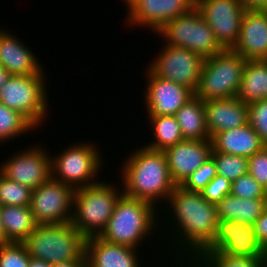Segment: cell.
Returning <instances> with one entry per match:
<instances>
[{
    "label": "cell",
    "mask_w": 267,
    "mask_h": 267,
    "mask_svg": "<svg viewBox=\"0 0 267 267\" xmlns=\"http://www.w3.org/2000/svg\"><path fill=\"white\" fill-rule=\"evenodd\" d=\"M248 123L267 146V99L248 104Z\"/></svg>",
    "instance_id": "cell-35"
},
{
    "label": "cell",
    "mask_w": 267,
    "mask_h": 267,
    "mask_svg": "<svg viewBox=\"0 0 267 267\" xmlns=\"http://www.w3.org/2000/svg\"><path fill=\"white\" fill-rule=\"evenodd\" d=\"M11 76L12 75L0 65V89L5 85Z\"/></svg>",
    "instance_id": "cell-42"
},
{
    "label": "cell",
    "mask_w": 267,
    "mask_h": 267,
    "mask_svg": "<svg viewBox=\"0 0 267 267\" xmlns=\"http://www.w3.org/2000/svg\"><path fill=\"white\" fill-rule=\"evenodd\" d=\"M32 189L11 179L0 172V206H30Z\"/></svg>",
    "instance_id": "cell-29"
},
{
    "label": "cell",
    "mask_w": 267,
    "mask_h": 267,
    "mask_svg": "<svg viewBox=\"0 0 267 267\" xmlns=\"http://www.w3.org/2000/svg\"><path fill=\"white\" fill-rule=\"evenodd\" d=\"M158 209L146 201L122 195L100 237L112 243L140 250L143 245L141 243L145 239L147 241V236L150 240V236H155L152 231L158 230L157 224L160 223L156 221L160 217V214H157Z\"/></svg>",
    "instance_id": "cell-3"
},
{
    "label": "cell",
    "mask_w": 267,
    "mask_h": 267,
    "mask_svg": "<svg viewBox=\"0 0 267 267\" xmlns=\"http://www.w3.org/2000/svg\"><path fill=\"white\" fill-rule=\"evenodd\" d=\"M231 185V181L217 174L200 193L208 202L217 204L222 198L231 193Z\"/></svg>",
    "instance_id": "cell-36"
},
{
    "label": "cell",
    "mask_w": 267,
    "mask_h": 267,
    "mask_svg": "<svg viewBox=\"0 0 267 267\" xmlns=\"http://www.w3.org/2000/svg\"><path fill=\"white\" fill-rule=\"evenodd\" d=\"M149 124L153 128V141L143 145L156 151H165L167 148L184 141L180 126L174 115H148Z\"/></svg>",
    "instance_id": "cell-27"
},
{
    "label": "cell",
    "mask_w": 267,
    "mask_h": 267,
    "mask_svg": "<svg viewBox=\"0 0 267 267\" xmlns=\"http://www.w3.org/2000/svg\"><path fill=\"white\" fill-rule=\"evenodd\" d=\"M267 207V199H243L231 194L216 204L218 220H232L253 225Z\"/></svg>",
    "instance_id": "cell-23"
},
{
    "label": "cell",
    "mask_w": 267,
    "mask_h": 267,
    "mask_svg": "<svg viewBox=\"0 0 267 267\" xmlns=\"http://www.w3.org/2000/svg\"><path fill=\"white\" fill-rule=\"evenodd\" d=\"M204 58L185 48L167 45L147 66L156 76L191 89L194 93L200 81Z\"/></svg>",
    "instance_id": "cell-10"
},
{
    "label": "cell",
    "mask_w": 267,
    "mask_h": 267,
    "mask_svg": "<svg viewBox=\"0 0 267 267\" xmlns=\"http://www.w3.org/2000/svg\"><path fill=\"white\" fill-rule=\"evenodd\" d=\"M70 144L58 155H51V178L75 190L101 181L99 171L104 162L100 148L93 142ZM96 145V146H95ZM99 148V149H98ZM96 177V178H95Z\"/></svg>",
    "instance_id": "cell-8"
},
{
    "label": "cell",
    "mask_w": 267,
    "mask_h": 267,
    "mask_svg": "<svg viewBox=\"0 0 267 267\" xmlns=\"http://www.w3.org/2000/svg\"><path fill=\"white\" fill-rule=\"evenodd\" d=\"M248 173L267 190V146L248 158Z\"/></svg>",
    "instance_id": "cell-37"
},
{
    "label": "cell",
    "mask_w": 267,
    "mask_h": 267,
    "mask_svg": "<svg viewBox=\"0 0 267 267\" xmlns=\"http://www.w3.org/2000/svg\"><path fill=\"white\" fill-rule=\"evenodd\" d=\"M211 152V140H184L167 148L164 153L172 181L176 185H181L211 157Z\"/></svg>",
    "instance_id": "cell-17"
},
{
    "label": "cell",
    "mask_w": 267,
    "mask_h": 267,
    "mask_svg": "<svg viewBox=\"0 0 267 267\" xmlns=\"http://www.w3.org/2000/svg\"><path fill=\"white\" fill-rule=\"evenodd\" d=\"M230 194L243 199H267V190L249 173L232 182Z\"/></svg>",
    "instance_id": "cell-33"
},
{
    "label": "cell",
    "mask_w": 267,
    "mask_h": 267,
    "mask_svg": "<svg viewBox=\"0 0 267 267\" xmlns=\"http://www.w3.org/2000/svg\"><path fill=\"white\" fill-rule=\"evenodd\" d=\"M75 189L52 178L32 190L30 209L37 224L71 222Z\"/></svg>",
    "instance_id": "cell-11"
},
{
    "label": "cell",
    "mask_w": 267,
    "mask_h": 267,
    "mask_svg": "<svg viewBox=\"0 0 267 267\" xmlns=\"http://www.w3.org/2000/svg\"><path fill=\"white\" fill-rule=\"evenodd\" d=\"M232 50L245 60L267 59V10L246 9Z\"/></svg>",
    "instance_id": "cell-18"
},
{
    "label": "cell",
    "mask_w": 267,
    "mask_h": 267,
    "mask_svg": "<svg viewBox=\"0 0 267 267\" xmlns=\"http://www.w3.org/2000/svg\"><path fill=\"white\" fill-rule=\"evenodd\" d=\"M8 243H12V242L7 238V235L3 227V223L0 219V245H5Z\"/></svg>",
    "instance_id": "cell-44"
},
{
    "label": "cell",
    "mask_w": 267,
    "mask_h": 267,
    "mask_svg": "<svg viewBox=\"0 0 267 267\" xmlns=\"http://www.w3.org/2000/svg\"><path fill=\"white\" fill-rule=\"evenodd\" d=\"M246 9L267 10V0H240Z\"/></svg>",
    "instance_id": "cell-40"
},
{
    "label": "cell",
    "mask_w": 267,
    "mask_h": 267,
    "mask_svg": "<svg viewBox=\"0 0 267 267\" xmlns=\"http://www.w3.org/2000/svg\"><path fill=\"white\" fill-rule=\"evenodd\" d=\"M8 29H0V65L11 75H39L44 67L27 44Z\"/></svg>",
    "instance_id": "cell-19"
},
{
    "label": "cell",
    "mask_w": 267,
    "mask_h": 267,
    "mask_svg": "<svg viewBox=\"0 0 267 267\" xmlns=\"http://www.w3.org/2000/svg\"><path fill=\"white\" fill-rule=\"evenodd\" d=\"M217 176L216 164L212 157L207 159L180 185L184 189L200 193L205 186Z\"/></svg>",
    "instance_id": "cell-32"
},
{
    "label": "cell",
    "mask_w": 267,
    "mask_h": 267,
    "mask_svg": "<svg viewBox=\"0 0 267 267\" xmlns=\"http://www.w3.org/2000/svg\"><path fill=\"white\" fill-rule=\"evenodd\" d=\"M197 258L207 267H267L262 257H240L222 253H201Z\"/></svg>",
    "instance_id": "cell-31"
},
{
    "label": "cell",
    "mask_w": 267,
    "mask_h": 267,
    "mask_svg": "<svg viewBox=\"0 0 267 267\" xmlns=\"http://www.w3.org/2000/svg\"><path fill=\"white\" fill-rule=\"evenodd\" d=\"M125 158L120 168L123 195L146 201L155 207L166 203L176 184L169 173L164 151L141 146ZM157 204V205H156Z\"/></svg>",
    "instance_id": "cell-2"
},
{
    "label": "cell",
    "mask_w": 267,
    "mask_h": 267,
    "mask_svg": "<svg viewBox=\"0 0 267 267\" xmlns=\"http://www.w3.org/2000/svg\"><path fill=\"white\" fill-rule=\"evenodd\" d=\"M137 251L138 249L106 241L100 236L85 241L87 267H141L138 256L141 252Z\"/></svg>",
    "instance_id": "cell-20"
},
{
    "label": "cell",
    "mask_w": 267,
    "mask_h": 267,
    "mask_svg": "<svg viewBox=\"0 0 267 267\" xmlns=\"http://www.w3.org/2000/svg\"><path fill=\"white\" fill-rule=\"evenodd\" d=\"M144 105L148 115H175L195 93L180 84L156 76L148 67Z\"/></svg>",
    "instance_id": "cell-16"
},
{
    "label": "cell",
    "mask_w": 267,
    "mask_h": 267,
    "mask_svg": "<svg viewBox=\"0 0 267 267\" xmlns=\"http://www.w3.org/2000/svg\"><path fill=\"white\" fill-rule=\"evenodd\" d=\"M112 184L99 181L75 190L71 223L86 239L100 236L123 195L122 187Z\"/></svg>",
    "instance_id": "cell-4"
},
{
    "label": "cell",
    "mask_w": 267,
    "mask_h": 267,
    "mask_svg": "<svg viewBox=\"0 0 267 267\" xmlns=\"http://www.w3.org/2000/svg\"><path fill=\"white\" fill-rule=\"evenodd\" d=\"M262 259L267 265V243L263 245Z\"/></svg>",
    "instance_id": "cell-45"
},
{
    "label": "cell",
    "mask_w": 267,
    "mask_h": 267,
    "mask_svg": "<svg viewBox=\"0 0 267 267\" xmlns=\"http://www.w3.org/2000/svg\"><path fill=\"white\" fill-rule=\"evenodd\" d=\"M127 5L126 21L131 27L149 28L153 35L169 21L196 8V0H123Z\"/></svg>",
    "instance_id": "cell-14"
},
{
    "label": "cell",
    "mask_w": 267,
    "mask_h": 267,
    "mask_svg": "<svg viewBox=\"0 0 267 267\" xmlns=\"http://www.w3.org/2000/svg\"><path fill=\"white\" fill-rule=\"evenodd\" d=\"M210 139L218 132L248 124V105L237 97L204 100Z\"/></svg>",
    "instance_id": "cell-21"
},
{
    "label": "cell",
    "mask_w": 267,
    "mask_h": 267,
    "mask_svg": "<svg viewBox=\"0 0 267 267\" xmlns=\"http://www.w3.org/2000/svg\"><path fill=\"white\" fill-rule=\"evenodd\" d=\"M263 246L253 225L232 220H218L212 243L202 253H222L240 257H262Z\"/></svg>",
    "instance_id": "cell-15"
},
{
    "label": "cell",
    "mask_w": 267,
    "mask_h": 267,
    "mask_svg": "<svg viewBox=\"0 0 267 267\" xmlns=\"http://www.w3.org/2000/svg\"><path fill=\"white\" fill-rule=\"evenodd\" d=\"M157 34L165 44L185 48L204 59L224 50L197 8L172 19Z\"/></svg>",
    "instance_id": "cell-9"
},
{
    "label": "cell",
    "mask_w": 267,
    "mask_h": 267,
    "mask_svg": "<svg viewBox=\"0 0 267 267\" xmlns=\"http://www.w3.org/2000/svg\"><path fill=\"white\" fill-rule=\"evenodd\" d=\"M164 205L165 209L169 207L168 211L162 214L170 213L165 217L161 215L160 220L166 217L168 220V225L164 226L166 237L163 235V241L167 239L166 243L171 245H167L170 247V254L175 253L173 258H183V256L197 258L212 243L216 234L218 225L216 204L208 202L201 193L188 191L176 185Z\"/></svg>",
    "instance_id": "cell-1"
},
{
    "label": "cell",
    "mask_w": 267,
    "mask_h": 267,
    "mask_svg": "<svg viewBox=\"0 0 267 267\" xmlns=\"http://www.w3.org/2000/svg\"><path fill=\"white\" fill-rule=\"evenodd\" d=\"M253 229L261 245L267 243V207L254 222Z\"/></svg>",
    "instance_id": "cell-38"
},
{
    "label": "cell",
    "mask_w": 267,
    "mask_h": 267,
    "mask_svg": "<svg viewBox=\"0 0 267 267\" xmlns=\"http://www.w3.org/2000/svg\"><path fill=\"white\" fill-rule=\"evenodd\" d=\"M180 260L182 261V262H180ZM175 265H176V263H177V266H175L174 264L172 265V266H174V267H178V266H180V267H207L199 258H177V261L176 262H174V261H172ZM183 264V265H182Z\"/></svg>",
    "instance_id": "cell-39"
},
{
    "label": "cell",
    "mask_w": 267,
    "mask_h": 267,
    "mask_svg": "<svg viewBox=\"0 0 267 267\" xmlns=\"http://www.w3.org/2000/svg\"><path fill=\"white\" fill-rule=\"evenodd\" d=\"M86 238L71 222L38 224L23 242L30 257L49 264L61 261L87 260Z\"/></svg>",
    "instance_id": "cell-5"
},
{
    "label": "cell",
    "mask_w": 267,
    "mask_h": 267,
    "mask_svg": "<svg viewBox=\"0 0 267 267\" xmlns=\"http://www.w3.org/2000/svg\"><path fill=\"white\" fill-rule=\"evenodd\" d=\"M30 256L23 243L0 245V267H28Z\"/></svg>",
    "instance_id": "cell-34"
},
{
    "label": "cell",
    "mask_w": 267,
    "mask_h": 267,
    "mask_svg": "<svg viewBox=\"0 0 267 267\" xmlns=\"http://www.w3.org/2000/svg\"><path fill=\"white\" fill-rule=\"evenodd\" d=\"M237 98L246 105L267 99V59L246 61Z\"/></svg>",
    "instance_id": "cell-25"
},
{
    "label": "cell",
    "mask_w": 267,
    "mask_h": 267,
    "mask_svg": "<svg viewBox=\"0 0 267 267\" xmlns=\"http://www.w3.org/2000/svg\"><path fill=\"white\" fill-rule=\"evenodd\" d=\"M246 61L232 49L206 58L195 95L203 101L237 97Z\"/></svg>",
    "instance_id": "cell-7"
},
{
    "label": "cell",
    "mask_w": 267,
    "mask_h": 267,
    "mask_svg": "<svg viewBox=\"0 0 267 267\" xmlns=\"http://www.w3.org/2000/svg\"><path fill=\"white\" fill-rule=\"evenodd\" d=\"M44 72L39 75H12L0 89V103L19 112L36 130L48 118L51 107L48 105V80Z\"/></svg>",
    "instance_id": "cell-6"
},
{
    "label": "cell",
    "mask_w": 267,
    "mask_h": 267,
    "mask_svg": "<svg viewBox=\"0 0 267 267\" xmlns=\"http://www.w3.org/2000/svg\"><path fill=\"white\" fill-rule=\"evenodd\" d=\"M196 8L224 49H232L240 35L246 8L240 0H196Z\"/></svg>",
    "instance_id": "cell-12"
},
{
    "label": "cell",
    "mask_w": 267,
    "mask_h": 267,
    "mask_svg": "<svg viewBox=\"0 0 267 267\" xmlns=\"http://www.w3.org/2000/svg\"><path fill=\"white\" fill-rule=\"evenodd\" d=\"M41 146L34 144L11 154L0 164V172L8 179L36 189L51 178V154Z\"/></svg>",
    "instance_id": "cell-13"
},
{
    "label": "cell",
    "mask_w": 267,
    "mask_h": 267,
    "mask_svg": "<svg viewBox=\"0 0 267 267\" xmlns=\"http://www.w3.org/2000/svg\"><path fill=\"white\" fill-rule=\"evenodd\" d=\"M184 140H211L207 130L204 101L194 95L174 115Z\"/></svg>",
    "instance_id": "cell-24"
},
{
    "label": "cell",
    "mask_w": 267,
    "mask_h": 267,
    "mask_svg": "<svg viewBox=\"0 0 267 267\" xmlns=\"http://www.w3.org/2000/svg\"><path fill=\"white\" fill-rule=\"evenodd\" d=\"M211 157L216 164L217 174L231 182L248 173V158L246 157L216 152L213 149Z\"/></svg>",
    "instance_id": "cell-30"
},
{
    "label": "cell",
    "mask_w": 267,
    "mask_h": 267,
    "mask_svg": "<svg viewBox=\"0 0 267 267\" xmlns=\"http://www.w3.org/2000/svg\"><path fill=\"white\" fill-rule=\"evenodd\" d=\"M28 267H51V264L41 259L30 257V262Z\"/></svg>",
    "instance_id": "cell-43"
},
{
    "label": "cell",
    "mask_w": 267,
    "mask_h": 267,
    "mask_svg": "<svg viewBox=\"0 0 267 267\" xmlns=\"http://www.w3.org/2000/svg\"><path fill=\"white\" fill-rule=\"evenodd\" d=\"M34 129L36 128L23 115L0 103V143L20 138Z\"/></svg>",
    "instance_id": "cell-28"
},
{
    "label": "cell",
    "mask_w": 267,
    "mask_h": 267,
    "mask_svg": "<svg viewBox=\"0 0 267 267\" xmlns=\"http://www.w3.org/2000/svg\"><path fill=\"white\" fill-rule=\"evenodd\" d=\"M211 143L212 149L216 152L246 158L266 146L249 123L238 128L216 133L211 138Z\"/></svg>",
    "instance_id": "cell-22"
},
{
    "label": "cell",
    "mask_w": 267,
    "mask_h": 267,
    "mask_svg": "<svg viewBox=\"0 0 267 267\" xmlns=\"http://www.w3.org/2000/svg\"><path fill=\"white\" fill-rule=\"evenodd\" d=\"M0 219L7 238L23 243L38 225L29 206H0Z\"/></svg>",
    "instance_id": "cell-26"
},
{
    "label": "cell",
    "mask_w": 267,
    "mask_h": 267,
    "mask_svg": "<svg viewBox=\"0 0 267 267\" xmlns=\"http://www.w3.org/2000/svg\"><path fill=\"white\" fill-rule=\"evenodd\" d=\"M51 267H87V260L61 261L51 264Z\"/></svg>",
    "instance_id": "cell-41"
}]
</instances>
